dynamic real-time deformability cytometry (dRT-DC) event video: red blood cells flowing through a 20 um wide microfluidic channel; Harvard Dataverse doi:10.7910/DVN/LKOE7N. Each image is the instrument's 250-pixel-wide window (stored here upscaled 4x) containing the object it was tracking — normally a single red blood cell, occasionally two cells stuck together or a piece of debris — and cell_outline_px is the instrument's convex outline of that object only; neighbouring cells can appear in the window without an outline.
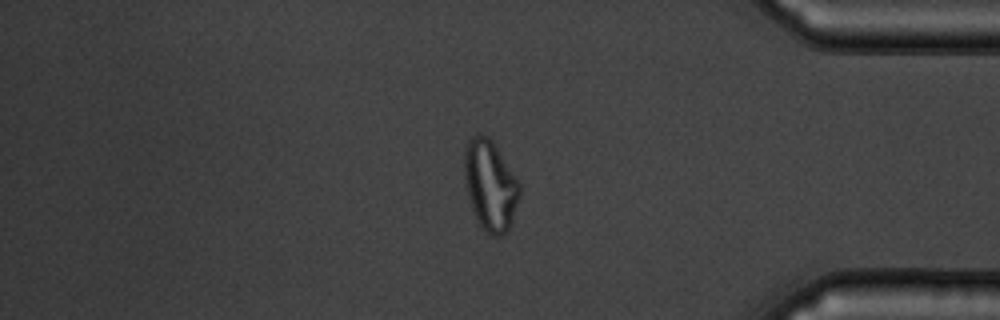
{"species": "common noctule bat (a hibernating species)", "species_latin": "Nyctalus noctula", "temperature_condition": "warm", "stored_images_in_passage": 53, "camera_frame_rate_fps": 3000, "um_per_image_px": 0.085, "animal": {"sex": "male", "body_mass_g": 19.5, "forearm_length_mm": 54.6}, "frame": {"image": 1, "passage_image": 46, "time_ms": 15.0, "image_size_px": [1000, 320], "cell_outline_px": [[520, 196], [508, 232], [500, 236], [492, 236], [476, 220], [468, 196], [464, 176], [464, 148], [468, 140], [476, 132], [480, 132], [488, 136], [492, 140], [520, 184]], "centroid_in_image_um": [41.66, 15.72], "position_along_channel_um": 393.5, "area_um2": 29.13}}